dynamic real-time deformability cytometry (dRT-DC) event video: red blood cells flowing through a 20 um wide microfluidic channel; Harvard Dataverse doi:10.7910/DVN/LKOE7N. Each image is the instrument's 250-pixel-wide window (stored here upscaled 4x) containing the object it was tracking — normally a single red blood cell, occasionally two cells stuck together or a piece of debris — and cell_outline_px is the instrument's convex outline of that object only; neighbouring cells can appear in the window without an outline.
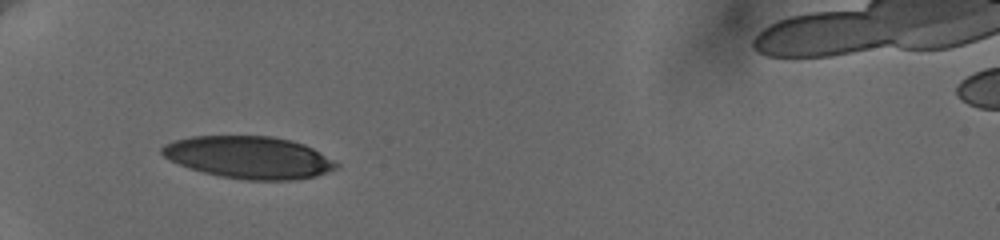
{"species": "human", "species_latin": "Homo sapiens", "temperature_condition": "cold", "stored_images_in_passage": 5, "camera_frame_rate_fps": 3000, "um_per_image_px": 0.085, "donor": {"sex": "female"}, "frame": {"image": 1, "passage_image": 1, "time_ms": 0.0, "image_size_px": [1000, 240], "cell_outline_px": [[340, 164], [336, 168], [328, 172], [316, 176], [292, 180], [244, 180], [220, 176], [188, 168], [168, 160], [160, 152], [160, 148], [164, 144], [176, 140], [192, 136], [272, 136], [292, 140], [304, 144], [312, 148]], "centroid_in_image_um": [21.14, 13.38], "position_along_channel_um": 63.9, "area_um2": 43.0}}
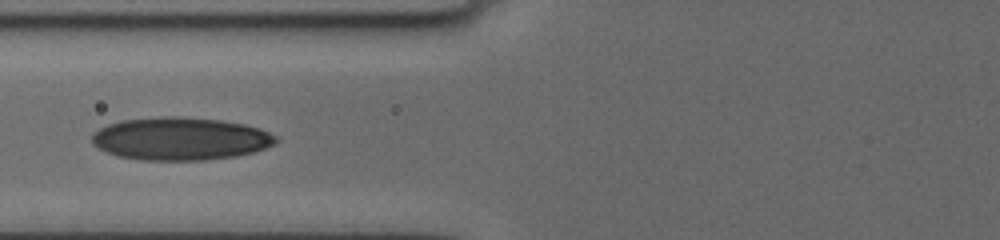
{"frame": {"image": 2, "passage_image": 4, "time_ms": 1.667, "image_size_px": [1000, 240], "cell_outline_px": [[276, 144], [252, 152], [236, 156], [204, 160], [144, 160], [120, 156], [108, 152], [92, 144], [92, 136], [100, 128], [108, 124], [124, 120], [160, 116], [180, 116], [220, 120], [244, 124], [260, 128], [276, 136]], "centroid_in_image_um": [15.35, 11.78], "position_along_channel_um": 110.5, "area_um2": 45.66}}